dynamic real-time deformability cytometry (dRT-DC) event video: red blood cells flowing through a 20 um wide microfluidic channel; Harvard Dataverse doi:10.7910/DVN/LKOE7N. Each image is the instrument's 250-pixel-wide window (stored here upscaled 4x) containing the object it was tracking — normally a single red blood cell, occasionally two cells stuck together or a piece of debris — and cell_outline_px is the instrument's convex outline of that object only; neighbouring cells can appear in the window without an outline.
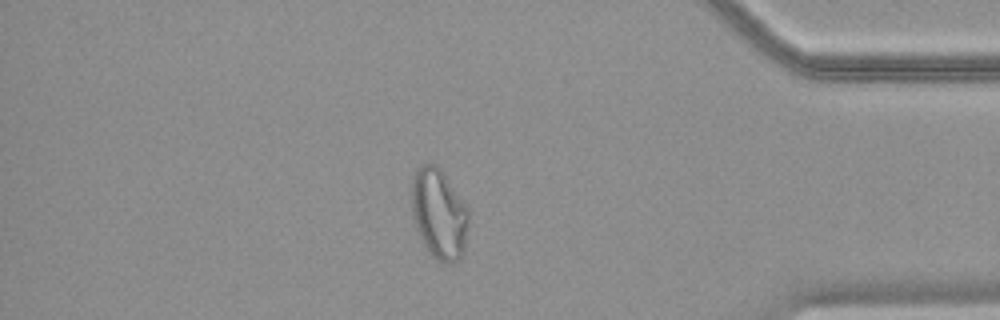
{"species": "common noctule bat (a hibernating species)", "species_latin": "Nyctalus noctula", "temperature_condition": "warm", "stored_images_in_passage": 50, "camera_frame_rate_fps": 3000, "um_per_image_px": 0.085, "animal": {"sex": "female", "body_mass_g": 18.4}, "frame": {"image": 1, "passage_image": 43, "time_ms": 14.0, "image_size_px": [1000, 320], "cell_outline_px": [[468, 224], [464, 252], [460, 260], [452, 264], [444, 264], [432, 256], [424, 244], [416, 228], [412, 212], [412, 176], [424, 164], [436, 164], [440, 168], [468, 208]], "centroid_in_image_um": [37.33, 18.22], "position_along_channel_um": 397.9, "area_um2": 29.88}}